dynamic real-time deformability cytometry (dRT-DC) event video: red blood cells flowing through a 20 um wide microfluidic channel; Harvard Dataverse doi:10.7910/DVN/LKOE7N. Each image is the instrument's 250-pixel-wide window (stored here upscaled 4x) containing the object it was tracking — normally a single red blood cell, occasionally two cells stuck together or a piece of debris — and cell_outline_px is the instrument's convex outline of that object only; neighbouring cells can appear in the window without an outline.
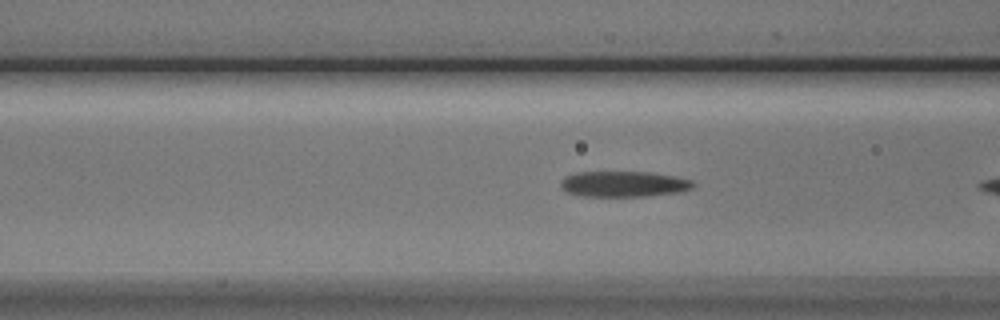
{"species": "Egyptian fruit bat (a non-hibernating species)", "species_latin": "Rousettus aegyptiacus", "temperature_condition": "cold", "stored_images_in_passage": 7, "camera_frame_rate_fps": 3000, "um_per_image_px": 0.085, "animal": {"sex": "male"}, "frame": {"image": 1, "passage_image": 5, "time_ms": 1.333, "image_size_px": [1000, 320], "cell_outline_px": [[696, 184], [692, 188], [684, 192], [648, 196], [580, 196], [568, 192], [560, 188], [560, 180], [564, 176], [576, 172], [652, 172], [676, 176], [692, 180]], "centroid_in_image_um": [53.04, 15.64], "position_along_channel_um": 113.6, "area_um2": 20.23}}